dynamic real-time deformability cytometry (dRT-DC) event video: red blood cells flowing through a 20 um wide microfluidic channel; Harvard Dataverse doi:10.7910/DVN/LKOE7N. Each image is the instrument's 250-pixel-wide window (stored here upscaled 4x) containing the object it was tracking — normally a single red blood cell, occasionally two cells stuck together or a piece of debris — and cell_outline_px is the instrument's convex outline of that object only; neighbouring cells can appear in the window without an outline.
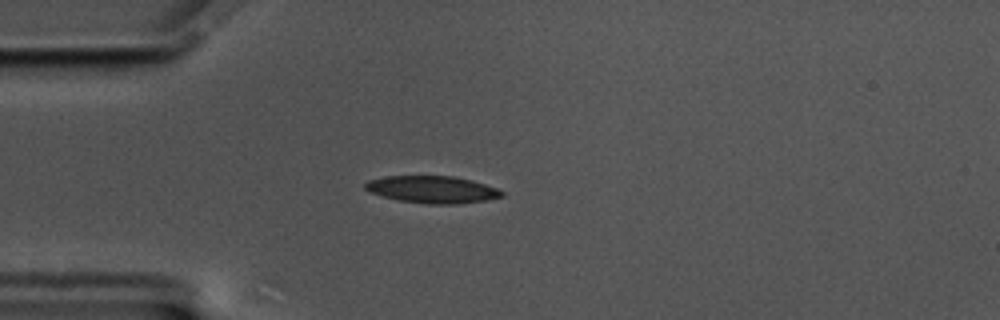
{"species": "common noctule bat (a hibernating species)", "species_latin": "Nyctalus noctula", "temperature_condition": "cold", "stored_images_in_passage": 47, "camera_frame_rate_fps": 3000, "um_per_image_px": 0.085, "animal": {"sex": "male", "body_mass_g": 17.5, "forearm_length_mm": 52.3}, "frame": {"image": 1, "passage_image": 5, "time_ms": 1.333, "image_size_px": [1000, 320], "cell_outline_px": [[504, 196], [484, 200], [456, 204], [428, 204], [400, 200], [384, 196], [372, 192], [364, 188], [364, 184], [368, 180], [384, 176], [452, 176], [472, 180], [496, 188], [504, 192]], "centroid_in_image_um": [36.75, 16.1], "position_along_channel_um": 48.3, "area_um2": 21.39}}
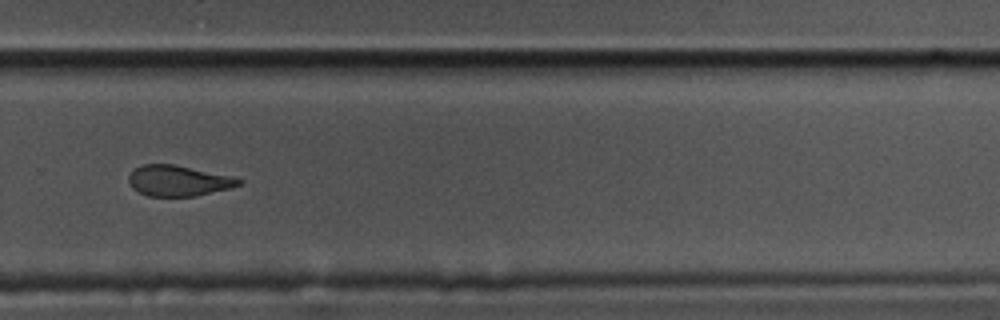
{"frame": {"image": 2, "passage_image": 29, "time_ms": 9.333, "image_size_px": [1000, 320], "cell_outline_px": [[244, 180], [240, 184], [228, 188], [196, 196], [148, 196], [132, 188], [128, 180], [128, 176], [136, 168], [144, 164], [172, 164], [232, 176]], "centroid_in_image_um": [15.14, 15.36], "position_along_channel_um": 314.7, "area_um2": 19.42}}
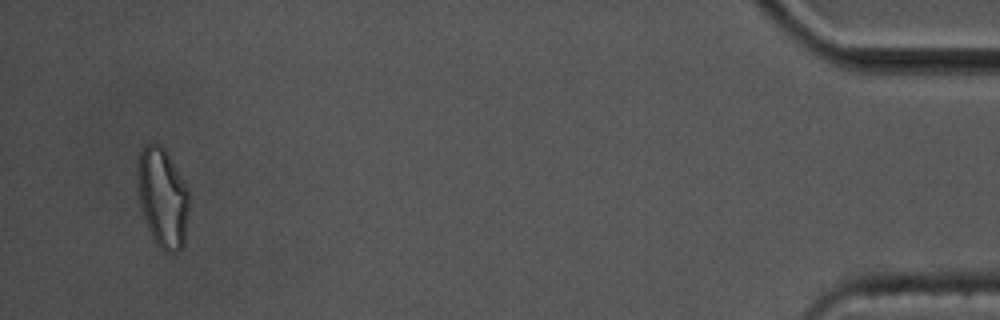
{"frame": {"image": 3, "passage_image": 45, "time_ms": 14.667, "image_size_px": [1000, 320], "cell_outline_px": [[188, 208], [184, 244], [176, 252], [164, 252], [156, 244], [144, 220], [140, 208], [136, 172], [136, 164], [140, 152], [144, 144], [160, 144], [164, 148], [188, 188]], "centroid_in_image_um": [13.79, 16.79], "position_along_channel_um": 421.4, "area_um2": 30.0}, "authors_computed_cell_mechanics": {"area_um2": 21.386, "velocity_mm_per_s": 3.4939, "shape_relaxation_time_tau1_ms": 8.1855, "shape_relaxation_time_tau2_ms": 3.9372, "deformation_change_tau1": 0.1725, "deformation_change_tau2": 0.1066}}